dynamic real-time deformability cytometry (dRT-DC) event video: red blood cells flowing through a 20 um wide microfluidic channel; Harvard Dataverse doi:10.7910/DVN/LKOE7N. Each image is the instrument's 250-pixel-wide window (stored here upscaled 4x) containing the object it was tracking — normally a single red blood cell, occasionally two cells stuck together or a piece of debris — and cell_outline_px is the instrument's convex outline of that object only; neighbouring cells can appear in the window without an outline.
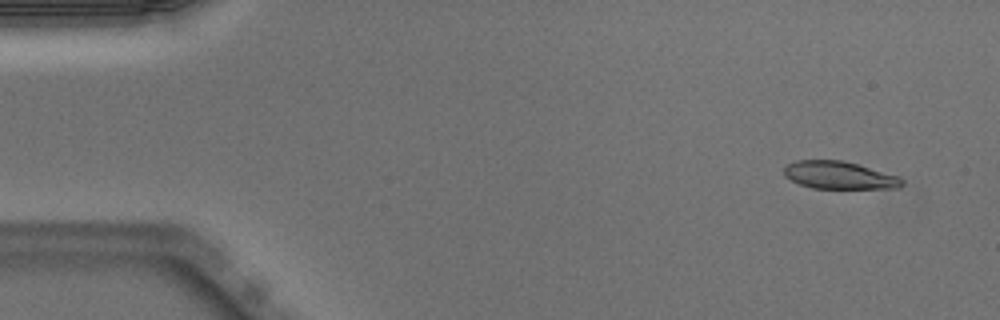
{"species": "Egyptian fruit bat (a non-hibernating species)", "species_latin": "Rousettus aegyptiacus", "temperature_condition": "warm", "stored_images_in_passage": 51, "camera_frame_rate_fps": 3000, "um_per_image_px": 0.085, "animal": {"sex": "male"}, "frame": {"image": 1, "passage_image": 4, "time_ms": 1.0, "image_size_px": [1000, 320], "cell_outline_px": [[904, 184], [900, 188], [812, 188], [800, 184], [784, 176], [784, 168], [788, 164], [796, 160], [844, 160], [896, 176], [904, 180]], "centroid_in_image_um": [71.32, 14.89], "position_along_channel_um": 13.7, "area_um2": 18.79}}
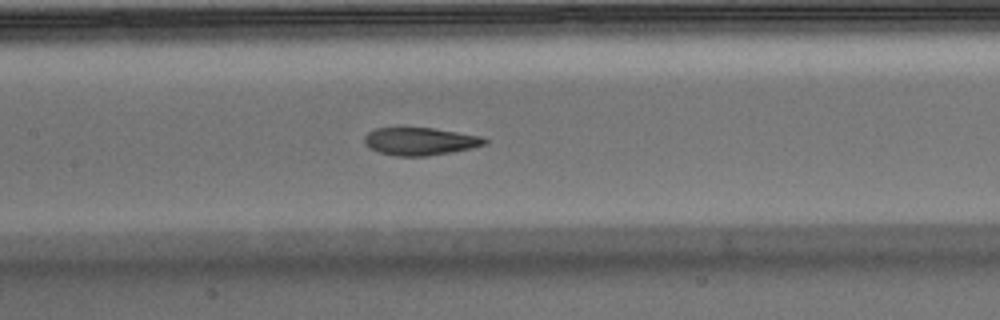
{"frame": {"image": 2, "passage_image": 24, "time_ms": 7.667, "image_size_px": [1000, 320], "cell_outline_px": [[488, 144], [472, 148], [452, 152], [428, 156], [396, 156], [380, 152], [368, 148], [364, 144], [364, 136], [368, 132], [376, 128], [432, 128], [484, 136], [488, 140]], "centroid_in_image_um": [35.74, 12.02], "position_along_channel_um": 171.7, "area_um2": 19.59}}
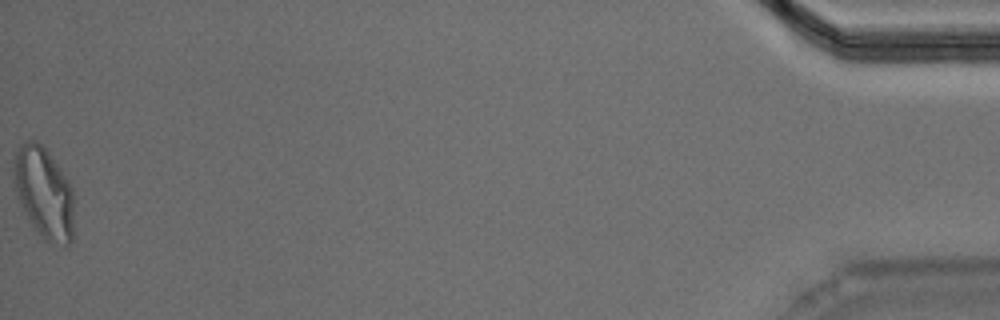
{"frame": {"image": 3, "passage_image": 51, "time_ms": 16.667, "image_size_px": [1000, 320], "cell_outline_px": [[72, 240], [68, 248], [44, 240], [32, 228], [20, 204], [16, 192], [12, 176], [12, 156], [20, 144], [24, 140], [36, 140], [48, 152], [60, 168], [68, 180], [72, 188]], "centroid_in_image_um": [3.68, 16.39], "position_along_channel_um": 431.5, "area_um2": 32.6}, "authors_computed_cell_mechanics": {"area_um2": 20.1722, "velocity_mm_per_s": 3.9902, "shape_relaxation_time_tau1_ms": 5.426, "shape_relaxation_time_tau2_ms": 1.3823, "deformation_change_tau1": 0.2148, "deformation_change_tau2": 0.091}}